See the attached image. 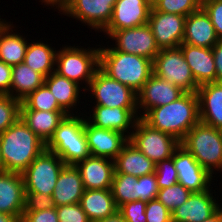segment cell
Here are the masks:
<instances>
[{
	"label": "cell",
	"instance_id": "cell-1",
	"mask_svg": "<svg viewBox=\"0 0 222 222\" xmlns=\"http://www.w3.org/2000/svg\"><path fill=\"white\" fill-rule=\"evenodd\" d=\"M142 119L151 127L182 141L199 121L197 92H185L177 100L150 109Z\"/></svg>",
	"mask_w": 222,
	"mask_h": 222
},
{
	"label": "cell",
	"instance_id": "cell-2",
	"mask_svg": "<svg viewBox=\"0 0 222 222\" xmlns=\"http://www.w3.org/2000/svg\"><path fill=\"white\" fill-rule=\"evenodd\" d=\"M45 149V142L20 118L0 134V151L5 171L22 173Z\"/></svg>",
	"mask_w": 222,
	"mask_h": 222
},
{
	"label": "cell",
	"instance_id": "cell-3",
	"mask_svg": "<svg viewBox=\"0 0 222 222\" xmlns=\"http://www.w3.org/2000/svg\"><path fill=\"white\" fill-rule=\"evenodd\" d=\"M98 46H100L99 68L110 78L129 86L136 93L153 74L152 60L114 50L108 44L107 47L100 44Z\"/></svg>",
	"mask_w": 222,
	"mask_h": 222
},
{
	"label": "cell",
	"instance_id": "cell-4",
	"mask_svg": "<svg viewBox=\"0 0 222 222\" xmlns=\"http://www.w3.org/2000/svg\"><path fill=\"white\" fill-rule=\"evenodd\" d=\"M83 115L82 112L65 116L46 143V149L57 154L66 165H76L91 155L84 133Z\"/></svg>",
	"mask_w": 222,
	"mask_h": 222
},
{
	"label": "cell",
	"instance_id": "cell-5",
	"mask_svg": "<svg viewBox=\"0 0 222 222\" xmlns=\"http://www.w3.org/2000/svg\"><path fill=\"white\" fill-rule=\"evenodd\" d=\"M180 144L212 176L222 172V130L199 121Z\"/></svg>",
	"mask_w": 222,
	"mask_h": 222
},
{
	"label": "cell",
	"instance_id": "cell-6",
	"mask_svg": "<svg viewBox=\"0 0 222 222\" xmlns=\"http://www.w3.org/2000/svg\"><path fill=\"white\" fill-rule=\"evenodd\" d=\"M99 51L100 48L96 46L84 48L78 45H62L56 53L55 72L81 85L85 92L99 68Z\"/></svg>",
	"mask_w": 222,
	"mask_h": 222
},
{
	"label": "cell",
	"instance_id": "cell-7",
	"mask_svg": "<svg viewBox=\"0 0 222 222\" xmlns=\"http://www.w3.org/2000/svg\"><path fill=\"white\" fill-rule=\"evenodd\" d=\"M129 142L155 164L171 158L180 145L174 136L151 127L141 117L135 123Z\"/></svg>",
	"mask_w": 222,
	"mask_h": 222
},
{
	"label": "cell",
	"instance_id": "cell-8",
	"mask_svg": "<svg viewBox=\"0 0 222 222\" xmlns=\"http://www.w3.org/2000/svg\"><path fill=\"white\" fill-rule=\"evenodd\" d=\"M65 165L57 154L45 149L21 173L25 192L52 195L58 176Z\"/></svg>",
	"mask_w": 222,
	"mask_h": 222
},
{
	"label": "cell",
	"instance_id": "cell-9",
	"mask_svg": "<svg viewBox=\"0 0 222 222\" xmlns=\"http://www.w3.org/2000/svg\"><path fill=\"white\" fill-rule=\"evenodd\" d=\"M153 74L180 87L185 92H197L191 69L180 47L160 49L152 61Z\"/></svg>",
	"mask_w": 222,
	"mask_h": 222
},
{
	"label": "cell",
	"instance_id": "cell-10",
	"mask_svg": "<svg viewBox=\"0 0 222 222\" xmlns=\"http://www.w3.org/2000/svg\"><path fill=\"white\" fill-rule=\"evenodd\" d=\"M86 92L91 93L94 105L110 108H138L137 93L119 81L110 78L98 68L89 83Z\"/></svg>",
	"mask_w": 222,
	"mask_h": 222
},
{
	"label": "cell",
	"instance_id": "cell-11",
	"mask_svg": "<svg viewBox=\"0 0 222 222\" xmlns=\"http://www.w3.org/2000/svg\"><path fill=\"white\" fill-rule=\"evenodd\" d=\"M116 1L67 0L58 13L78 20L95 32H102L111 20Z\"/></svg>",
	"mask_w": 222,
	"mask_h": 222
},
{
	"label": "cell",
	"instance_id": "cell-12",
	"mask_svg": "<svg viewBox=\"0 0 222 222\" xmlns=\"http://www.w3.org/2000/svg\"><path fill=\"white\" fill-rule=\"evenodd\" d=\"M102 32L106 34L105 36L108 35L112 41H115V45L113 43L111 46L117 51L142 56L152 61L160 51L148 23L129 29Z\"/></svg>",
	"mask_w": 222,
	"mask_h": 222
},
{
	"label": "cell",
	"instance_id": "cell-13",
	"mask_svg": "<svg viewBox=\"0 0 222 222\" xmlns=\"http://www.w3.org/2000/svg\"><path fill=\"white\" fill-rule=\"evenodd\" d=\"M172 158L177 170L178 182L186 189L191 192H203L211 188V182H214L216 176H212L205 170L185 147L180 144Z\"/></svg>",
	"mask_w": 222,
	"mask_h": 222
},
{
	"label": "cell",
	"instance_id": "cell-14",
	"mask_svg": "<svg viewBox=\"0 0 222 222\" xmlns=\"http://www.w3.org/2000/svg\"><path fill=\"white\" fill-rule=\"evenodd\" d=\"M186 17L156 11L153 7L148 24L159 49L179 47L183 42Z\"/></svg>",
	"mask_w": 222,
	"mask_h": 222
},
{
	"label": "cell",
	"instance_id": "cell-15",
	"mask_svg": "<svg viewBox=\"0 0 222 222\" xmlns=\"http://www.w3.org/2000/svg\"><path fill=\"white\" fill-rule=\"evenodd\" d=\"M184 93L185 91L180 87L152 74L144 86L137 92L139 117L142 118L154 107L166 105L177 100Z\"/></svg>",
	"mask_w": 222,
	"mask_h": 222
},
{
	"label": "cell",
	"instance_id": "cell-16",
	"mask_svg": "<svg viewBox=\"0 0 222 222\" xmlns=\"http://www.w3.org/2000/svg\"><path fill=\"white\" fill-rule=\"evenodd\" d=\"M89 111V116H87L86 112L85 117L91 125L97 128L111 129L121 132L128 138L139 118L138 108H110L102 105H95Z\"/></svg>",
	"mask_w": 222,
	"mask_h": 222
},
{
	"label": "cell",
	"instance_id": "cell-17",
	"mask_svg": "<svg viewBox=\"0 0 222 222\" xmlns=\"http://www.w3.org/2000/svg\"><path fill=\"white\" fill-rule=\"evenodd\" d=\"M84 133L92 156L114 160L121 152L129 138L118 131L97 128L91 125L84 116Z\"/></svg>",
	"mask_w": 222,
	"mask_h": 222
},
{
	"label": "cell",
	"instance_id": "cell-18",
	"mask_svg": "<svg viewBox=\"0 0 222 222\" xmlns=\"http://www.w3.org/2000/svg\"><path fill=\"white\" fill-rule=\"evenodd\" d=\"M152 5L148 0H117L112 17L103 31H116L145 25L149 21Z\"/></svg>",
	"mask_w": 222,
	"mask_h": 222
},
{
	"label": "cell",
	"instance_id": "cell-19",
	"mask_svg": "<svg viewBox=\"0 0 222 222\" xmlns=\"http://www.w3.org/2000/svg\"><path fill=\"white\" fill-rule=\"evenodd\" d=\"M212 188L192 192L185 203L171 212L172 222H202L213 215L222 203L213 196Z\"/></svg>",
	"mask_w": 222,
	"mask_h": 222
},
{
	"label": "cell",
	"instance_id": "cell-20",
	"mask_svg": "<svg viewBox=\"0 0 222 222\" xmlns=\"http://www.w3.org/2000/svg\"><path fill=\"white\" fill-rule=\"evenodd\" d=\"M25 189L21 173L0 172V212L22 220Z\"/></svg>",
	"mask_w": 222,
	"mask_h": 222
},
{
	"label": "cell",
	"instance_id": "cell-21",
	"mask_svg": "<svg viewBox=\"0 0 222 222\" xmlns=\"http://www.w3.org/2000/svg\"><path fill=\"white\" fill-rule=\"evenodd\" d=\"M84 189H111L114 175V160L90 155L78 162Z\"/></svg>",
	"mask_w": 222,
	"mask_h": 222
},
{
	"label": "cell",
	"instance_id": "cell-22",
	"mask_svg": "<svg viewBox=\"0 0 222 222\" xmlns=\"http://www.w3.org/2000/svg\"><path fill=\"white\" fill-rule=\"evenodd\" d=\"M218 41L214 26L202 7L186 17L182 43L212 48Z\"/></svg>",
	"mask_w": 222,
	"mask_h": 222
},
{
	"label": "cell",
	"instance_id": "cell-23",
	"mask_svg": "<svg viewBox=\"0 0 222 222\" xmlns=\"http://www.w3.org/2000/svg\"><path fill=\"white\" fill-rule=\"evenodd\" d=\"M179 47L198 86L216 82V68L212 48H203L184 43Z\"/></svg>",
	"mask_w": 222,
	"mask_h": 222
},
{
	"label": "cell",
	"instance_id": "cell-24",
	"mask_svg": "<svg viewBox=\"0 0 222 222\" xmlns=\"http://www.w3.org/2000/svg\"><path fill=\"white\" fill-rule=\"evenodd\" d=\"M197 95L200 122L222 130V82L199 86Z\"/></svg>",
	"mask_w": 222,
	"mask_h": 222
},
{
	"label": "cell",
	"instance_id": "cell-25",
	"mask_svg": "<svg viewBox=\"0 0 222 222\" xmlns=\"http://www.w3.org/2000/svg\"><path fill=\"white\" fill-rule=\"evenodd\" d=\"M84 190L81 174L76 165H65L52 194L55 207L80 203Z\"/></svg>",
	"mask_w": 222,
	"mask_h": 222
},
{
	"label": "cell",
	"instance_id": "cell-26",
	"mask_svg": "<svg viewBox=\"0 0 222 222\" xmlns=\"http://www.w3.org/2000/svg\"><path fill=\"white\" fill-rule=\"evenodd\" d=\"M44 84L49 88L53 96L56 98L59 106L67 114H82L74 110L77 109L83 88L77 83L59 75L55 71L50 73L45 79ZM82 89V90H81ZM78 104V105H77ZM77 106V107H76Z\"/></svg>",
	"mask_w": 222,
	"mask_h": 222
},
{
	"label": "cell",
	"instance_id": "cell-27",
	"mask_svg": "<svg viewBox=\"0 0 222 222\" xmlns=\"http://www.w3.org/2000/svg\"><path fill=\"white\" fill-rule=\"evenodd\" d=\"M13 22L0 18V61L15 66L24 62L28 40L25 36L14 32Z\"/></svg>",
	"mask_w": 222,
	"mask_h": 222
},
{
	"label": "cell",
	"instance_id": "cell-28",
	"mask_svg": "<svg viewBox=\"0 0 222 222\" xmlns=\"http://www.w3.org/2000/svg\"><path fill=\"white\" fill-rule=\"evenodd\" d=\"M114 168V173L129 174L138 178L155 173L156 164L128 141L114 159Z\"/></svg>",
	"mask_w": 222,
	"mask_h": 222
},
{
	"label": "cell",
	"instance_id": "cell-29",
	"mask_svg": "<svg viewBox=\"0 0 222 222\" xmlns=\"http://www.w3.org/2000/svg\"><path fill=\"white\" fill-rule=\"evenodd\" d=\"M80 205L90 222L102 220L118 211L111 189H85Z\"/></svg>",
	"mask_w": 222,
	"mask_h": 222
},
{
	"label": "cell",
	"instance_id": "cell-30",
	"mask_svg": "<svg viewBox=\"0 0 222 222\" xmlns=\"http://www.w3.org/2000/svg\"><path fill=\"white\" fill-rule=\"evenodd\" d=\"M67 115L65 111L20 110V119L45 144L50 140L59 123Z\"/></svg>",
	"mask_w": 222,
	"mask_h": 222
},
{
	"label": "cell",
	"instance_id": "cell-31",
	"mask_svg": "<svg viewBox=\"0 0 222 222\" xmlns=\"http://www.w3.org/2000/svg\"><path fill=\"white\" fill-rule=\"evenodd\" d=\"M50 45L41 39L37 42H29L24 58V63L44 78L55 71L57 50Z\"/></svg>",
	"mask_w": 222,
	"mask_h": 222
},
{
	"label": "cell",
	"instance_id": "cell-32",
	"mask_svg": "<svg viewBox=\"0 0 222 222\" xmlns=\"http://www.w3.org/2000/svg\"><path fill=\"white\" fill-rule=\"evenodd\" d=\"M44 77L32 70L24 62L12 66L10 96L22 101L30 93L44 84Z\"/></svg>",
	"mask_w": 222,
	"mask_h": 222
},
{
	"label": "cell",
	"instance_id": "cell-33",
	"mask_svg": "<svg viewBox=\"0 0 222 222\" xmlns=\"http://www.w3.org/2000/svg\"><path fill=\"white\" fill-rule=\"evenodd\" d=\"M111 191L117 207L126 202L139 200L137 177L114 173Z\"/></svg>",
	"mask_w": 222,
	"mask_h": 222
},
{
	"label": "cell",
	"instance_id": "cell-34",
	"mask_svg": "<svg viewBox=\"0 0 222 222\" xmlns=\"http://www.w3.org/2000/svg\"><path fill=\"white\" fill-rule=\"evenodd\" d=\"M20 110L64 111L45 84L21 101Z\"/></svg>",
	"mask_w": 222,
	"mask_h": 222
},
{
	"label": "cell",
	"instance_id": "cell-35",
	"mask_svg": "<svg viewBox=\"0 0 222 222\" xmlns=\"http://www.w3.org/2000/svg\"><path fill=\"white\" fill-rule=\"evenodd\" d=\"M191 193L190 190L177 182L170 187L159 189L157 199L172 212L185 203Z\"/></svg>",
	"mask_w": 222,
	"mask_h": 222
},
{
	"label": "cell",
	"instance_id": "cell-36",
	"mask_svg": "<svg viewBox=\"0 0 222 222\" xmlns=\"http://www.w3.org/2000/svg\"><path fill=\"white\" fill-rule=\"evenodd\" d=\"M152 7L156 11L187 17L201 7V0H158Z\"/></svg>",
	"mask_w": 222,
	"mask_h": 222
},
{
	"label": "cell",
	"instance_id": "cell-37",
	"mask_svg": "<svg viewBox=\"0 0 222 222\" xmlns=\"http://www.w3.org/2000/svg\"><path fill=\"white\" fill-rule=\"evenodd\" d=\"M19 99L10 95H0V134L20 118Z\"/></svg>",
	"mask_w": 222,
	"mask_h": 222
},
{
	"label": "cell",
	"instance_id": "cell-38",
	"mask_svg": "<svg viewBox=\"0 0 222 222\" xmlns=\"http://www.w3.org/2000/svg\"><path fill=\"white\" fill-rule=\"evenodd\" d=\"M155 175L158 189L170 187L178 182L177 170L173 158L160 161L156 164Z\"/></svg>",
	"mask_w": 222,
	"mask_h": 222
},
{
	"label": "cell",
	"instance_id": "cell-39",
	"mask_svg": "<svg viewBox=\"0 0 222 222\" xmlns=\"http://www.w3.org/2000/svg\"><path fill=\"white\" fill-rule=\"evenodd\" d=\"M146 202L136 200L122 204L118 212L126 222H146Z\"/></svg>",
	"mask_w": 222,
	"mask_h": 222
},
{
	"label": "cell",
	"instance_id": "cell-40",
	"mask_svg": "<svg viewBox=\"0 0 222 222\" xmlns=\"http://www.w3.org/2000/svg\"><path fill=\"white\" fill-rule=\"evenodd\" d=\"M54 207L52 195L25 192L24 211H42Z\"/></svg>",
	"mask_w": 222,
	"mask_h": 222
},
{
	"label": "cell",
	"instance_id": "cell-41",
	"mask_svg": "<svg viewBox=\"0 0 222 222\" xmlns=\"http://www.w3.org/2000/svg\"><path fill=\"white\" fill-rule=\"evenodd\" d=\"M201 7L208 14L218 39L222 40V0H201Z\"/></svg>",
	"mask_w": 222,
	"mask_h": 222
},
{
	"label": "cell",
	"instance_id": "cell-42",
	"mask_svg": "<svg viewBox=\"0 0 222 222\" xmlns=\"http://www.w3.org/2000/svg\"><path fill=\"white\" fill-rule=\"evenodd\" d=\"M138 181V195L139 200L148 202L152 199L157 198L158 186L155 173L140 176L137 178Z\"/></svg>",
	"mask_w": 222,
	"mask_h": 222
},
{
	"label": "cell",
	"instance_id": "cell-43",
	"mask_svg": "<svg viewBox=\"0 0 222 222\" xmlns=\"http://www.w3.org/2000/svg\"><path fill=\"white\" fill-rule=\"evenodd\" d=\"M146 222H172V214L157 198L146 203Z\"/></svg>",
	"mask_w": 222,
	"mask_h": 222
},
{
	"label": "cell",
	"instance_id": "cell-44",
	"mask_svg": "<svg viewBox=\"0 0 222 222\" xmlns=\"http://www.w3.org/2000/svg\"><path fill=\"white\" fill-rule=\"evenodd\" d=\"M59 222H90L80 203L56 207Z\"/></svg>",
	"mask_w": 222,
	"mask_h": 222
},
{
	"label": "cell",
	"instance_id": "cell-45",
	"mask_svg": "<svg viewBox=\"0 0 222 222\" xmlns=\"http://www.w3.org/2000/svg\"><path fill=\"white\" fill-rule=\"evenodd\" d=\"M23 222H59L56 207L42 211H23Z\"/></svg>",
	"mask_w": 222,
	"mask_h": 222
},
{
	"label": "cell",
	"instance_id": "cell-46",
	"mask_svg": "<svg viewBox=\"0 0 222 222\" xmlns=\"http://www.w3.org/2000/svg\"><path fill=\"white\" fill-rule=\"evenodd\" d=\"M12 66L0 61V95H10Z\"/></svg>",
	"mask_w": 222,
	"mask_h": 222
},
{
	"label": "cell",
	"instance_id": "cell-47",
	"mask_svg": "<svg viewBox=\"0 0 222 222\" xmlns=\"http://www.w3.org/2000/svg\"><path fill=\"white\" fill-rule=\"evenodd\" d=\"M212 52L216 68V82H222V40L212 47Z\"/></svg>",
	"mask_w": 222,
	"mask_h": 222
},
{
	"label": "cell",
	"instance_id": "cell-48",
	"mask_svg": "<svg viewBox=\"0 0 222 222\" xmlns=\"http://www.w3.org/2000/svg\"><path fill=\"white\" fill-rule=\"evenodd\" d=\"M67 0H40L39 2L43 3L44 6H51L52 7H55V9H60L66 2Z\"/></svg>",
	"mask_w": 222,
	"mask_h": 222
},
{
	"label": "cell",
	"instance_id": "cell-49",
	"mask_svg": "<svg viewBox=\"0 0 222 222\" xmlns=\"http://www.w3.org/2000/svg\"><path fill=\"white\" fill-rule=\"evenodd\" d=\"M96 222H126L122 215L117 211L114 215L104 218Z\"/></svg>",
	"mask_w": 222,
	"mask_h": 222
},
{
	"label": "cell",
	"instance_id": "cell-50",
	"mask_svg": "<svg viewBox=\"0 0 222 222\" xmlns=\"http://www.w3.org/2000/svg\"><path fill=\"white\" fill-rule=\"evenodd\" d=\"M202 222H222V205L213 215Z\"/></svg>",
	"mask_w": 222,
	"mask_h": 222
},
{
	"label": "cell",
	"instance_id": "cell-51",
	"mask_svg": "<svg viewBox=\"0 0 222 222\" xmlns=\"http://www.w3.org/2000/svg\"><path fill=\"white\" fill-rule=\"evenodd\" d=\"M19 220L12 215L0 212V222H18Z\"/></svg>",
	"mask_w": 222,
	"mask_h": 222
},
{
	"label": "cell",
	"instance_id": "cell-52",
	"mask_svg": "<svg viewBox=\"0 0 222 222\" xmlns=\"http://www.w3.org/2000/svg\"><path fill=\"white\" fill-rule=\"evenodd\" d=\"M4 170V166H3V161H2V157H1V151H0V172H3Z\"/></svg>",
	"mask_w": 222,
	"mask_h": 222
},
{
	"label": "cell",
	"instance_id": "cell-53",
	"mask_svg": "<svg viewBox=\"0 0 222 222\" xmlns=\"http://www.w3.org/2000/svg\"><path fill=\"white\" fill-rule=\"evenodd\" d=\"M158 0H148V2L153 6Z\"/></svg>",
	"mask_w": 222,
	"mask_h": 222
}]
</instances>
